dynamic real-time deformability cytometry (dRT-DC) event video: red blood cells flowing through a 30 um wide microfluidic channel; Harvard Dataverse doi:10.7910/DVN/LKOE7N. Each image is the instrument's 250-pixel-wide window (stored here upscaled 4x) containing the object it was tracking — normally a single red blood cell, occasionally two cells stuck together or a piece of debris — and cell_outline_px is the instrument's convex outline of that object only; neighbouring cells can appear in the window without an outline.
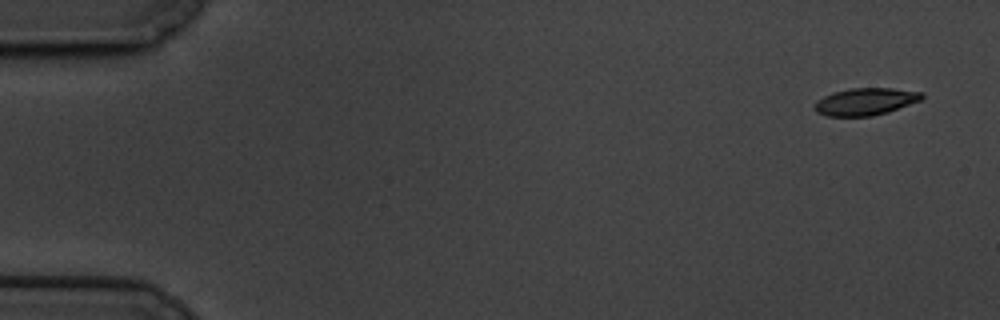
{"species": "common noctule bat (a hibernating species)", "species_latin": "Nyctalus noctula", "temperature_condition": "cold", "stored_images_in_passage": 58, "camera_frame_rate_fps": 3000, "um_per_image_px": 0.085, "animal": {"sex": "male", "body_mass_g": 19.5, "forearm_length_mm": 54.6}, "frame": {"image": 1, "passage_image": 1, "time_ms": 0.0, "image_size_px": [1000, 320], "cell_outline_px": [[924, 96], [920, 100], [888, 112], [872, 116], [828, 116], [816, 112], [812, 108], [816, 100], [832, 92], [852, 88], [892, 88], [924, 92]], "centroid_in_image_um": [73.53, 8.63], "position_along_channel_um": 11.5, "area_um2": 17.11}}
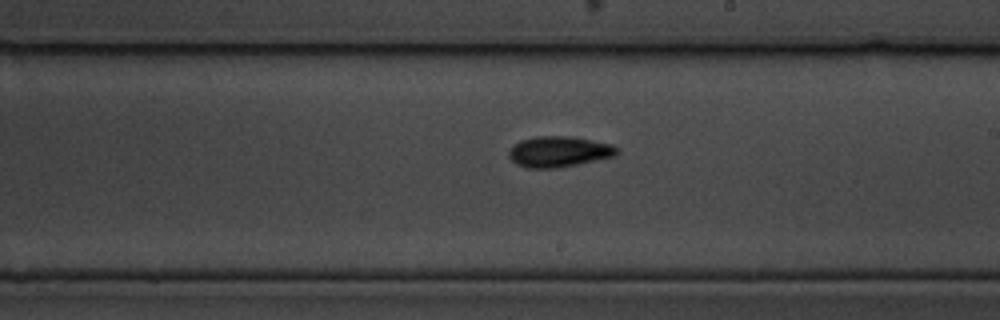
{"frame": {"image": 2, "passage_image": 33, "time_ms": 10.667, "image_size_px": [1000, 320], "cell_outline_px": [[620, 152], [616, 156], [560, 168], [528, 168], [516, 164], [508, 156], [508, 152], [520, 140], [536, 136], [564, 136], [612, 144]], "centroid_in_image_um": [47.51, 12.91], "position_along_channel_um": 241.5, "area_um2": 19.25}}
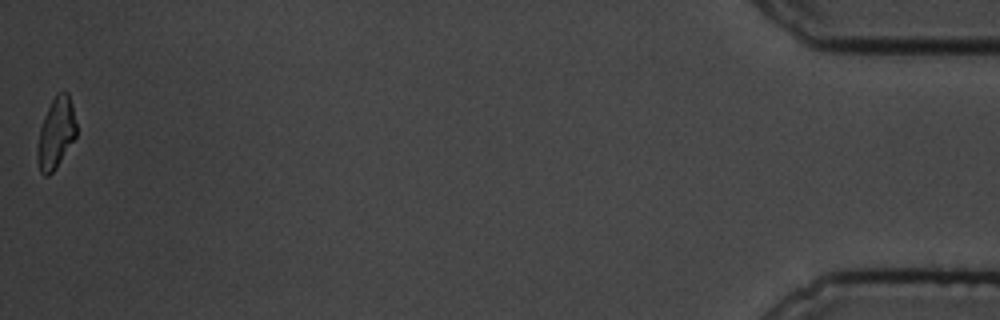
{"frame": {"image": 3, "passage_image": 58, "time_ms": 19.0, "image_size_px": [1000, 320], "cell_outline_px": [[76, 136], [56, 168], [48, 176], [44, 176], [40, 172], [36, 160], [36, 148], [40, 128], [44, 116], [56, 92], [68, 92], [72, 104], [76, 124]], "centroid_in_image_um": [4.73, 11.33], "position_along_channel_um": 430.5, "area_um2": 16.18}, "authors_computed_cell_mechanics": {"area_um2": 17.8602, "velocity_mm_per_s": 3.3634, "shape_relaxation_time_tau1_ms": 3.3774, "shape_relaxation_time_tau2_ms": 4.5245, "deformation_change_tau1": 0.1185, "deformation_change_tau2": 0.1155}}